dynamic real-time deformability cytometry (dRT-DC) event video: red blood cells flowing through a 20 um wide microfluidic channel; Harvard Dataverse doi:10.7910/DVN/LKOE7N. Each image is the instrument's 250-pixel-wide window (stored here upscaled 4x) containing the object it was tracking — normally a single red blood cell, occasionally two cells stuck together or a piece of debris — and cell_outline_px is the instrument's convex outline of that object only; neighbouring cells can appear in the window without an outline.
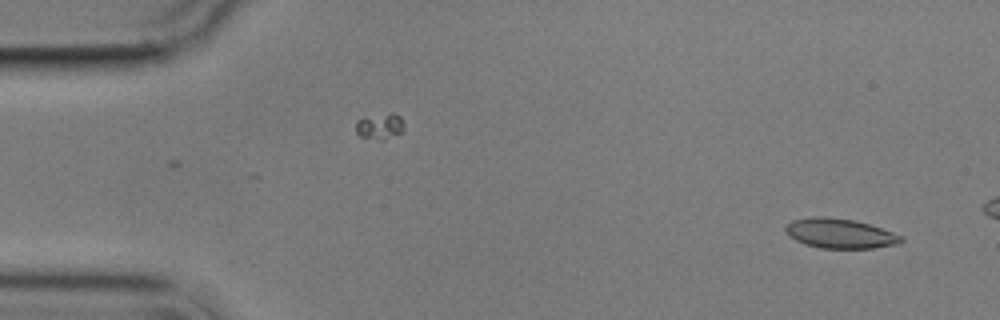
{"species": "common noctule bat (a hibernating species)", "species_latin": "Nyctalus noctula", "temperature_condition": "cold", "stored_images_in_passage": 5, "camera_frame_rate_fps": 3000, "um_per_image_px": 0.085, "animal": {"sex": "male", "body_mass_g": 17.9}, "frame": {"image": 1, "passage_image": 5, "time_ms": 4.667, "image_size_px": [1000, 320], "cell_outline_px": [[904, 240], [900, 244], [872, 248], [820, 248], [804, 244], [788, 236], [784, 228], [792, 220], [812, 216], [824, 216], [856, 220], [904, 236]], "centroid_in_image_um": [71.4, 19.84], "position_along_channel_um": 13.6, "area_um2": 20.17}}